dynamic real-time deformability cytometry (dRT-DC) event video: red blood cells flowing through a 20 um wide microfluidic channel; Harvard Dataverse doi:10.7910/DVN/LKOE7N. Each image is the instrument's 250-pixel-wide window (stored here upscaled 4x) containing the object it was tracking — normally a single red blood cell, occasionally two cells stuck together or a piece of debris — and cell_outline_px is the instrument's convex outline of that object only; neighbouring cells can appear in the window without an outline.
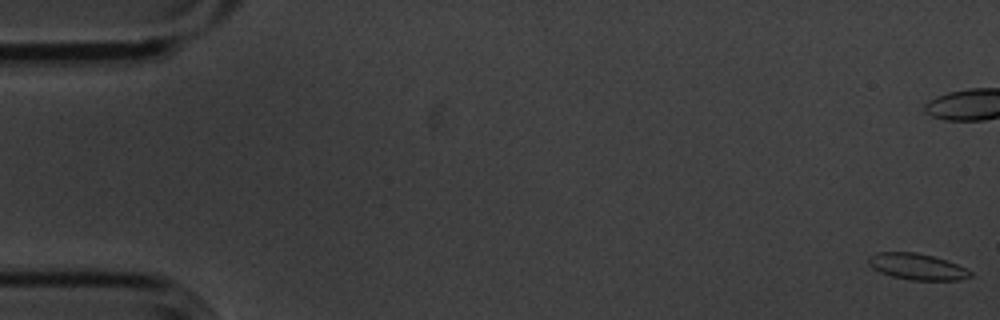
{"species": "common noctule bat (a hibernating species)", "species_latin": "Nyctalus noctula", "temperature_condition": "cold", "stored_images_in_passage": 3, "camera_frame_rate_fps": 3000, "um_per_image_px": 0.085, "animal": {"sex": "male", "body_mass_g": 20.1, "forearm_length_mm": 53.5}, "frame": {"image": 1, "passage_image": 1, "time_ms": 0.0, "image_size_px": [1000, 320], "cell_outline_px": [[972, 276], [960, 280], [912, 280], [892, 276], [880, 272], [872, 268], [868, 264], [868, 256], [876, 252], [916, 252], [932, 256], [956, 264], [972, 272]], "centroid_in_image_um": [77.91, 22.66], "position_along_channel_um": 7.1, "area_um2": 15.49}}